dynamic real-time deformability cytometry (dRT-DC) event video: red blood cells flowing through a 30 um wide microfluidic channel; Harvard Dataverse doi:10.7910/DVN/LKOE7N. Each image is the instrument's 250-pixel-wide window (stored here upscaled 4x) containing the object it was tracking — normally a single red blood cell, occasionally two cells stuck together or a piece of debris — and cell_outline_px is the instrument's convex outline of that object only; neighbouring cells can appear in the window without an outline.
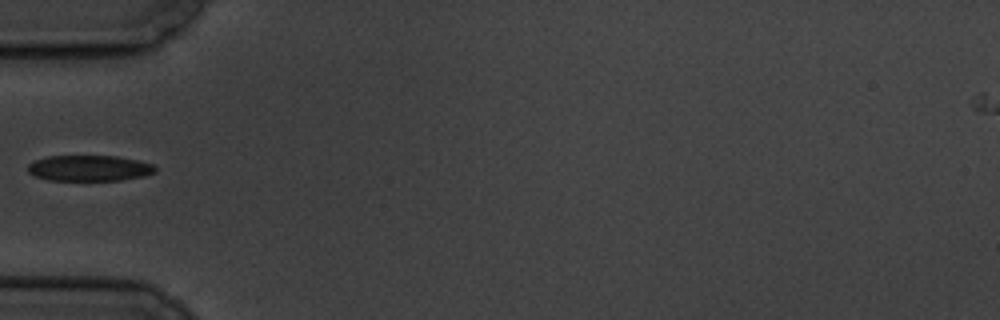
{"species": "common noctule bat (a hibernating species)", "species_latin": "Nyctalus noctula", "temperature_condition": "cold", "stored_images_in_passage": 7, "camera_frame_rate_fps": 3000, "um_per_image_px": 0.085, "animal": {"sex": "male", "body_mass_g": 19.5, "forearm_length_mm": 54.6}, "frame": {"image": 1, "passage_image": 5, "time_ms": 4.667, "image_size_px": [1000, 320], "cell_outline_px": [[156, 172], [144, 176], [120, 180], [48, 180], [36, 176], [28, 172], [28, 164], [36, 160], [48, 156], [116, 156], [136, 160], [152, 164], [156, 168]], "centroid_in_image_um": [7.59, 14.29], "position_along_channel_um": 77.4, "area_um2": 19.02}}
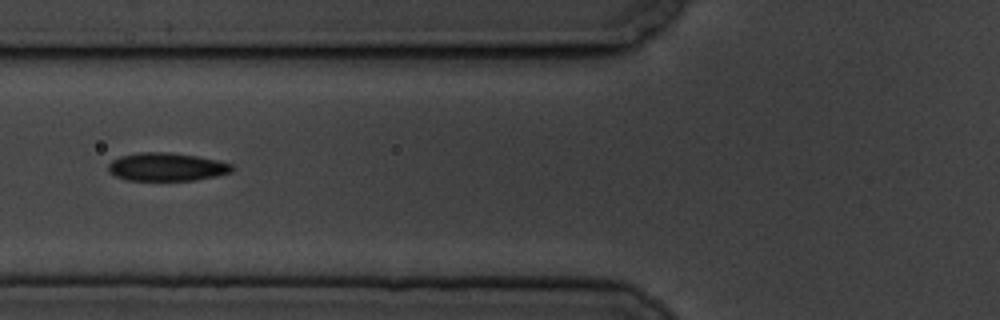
{"frame": {"image": 2, "passage_image": 6, "time_ms": 5.667, "image_size_px": [1000, 320], "cell_outline_px": [[232, 172], [216, 176], [192, 180], [128, 180], [116, 176], [108, 172], [108, 164], [112, 160], [120, 156], [140, 152], [168, 152], [196, 156], [216, 160], [232, 164]], "centroid_in_image_um": [14.13, 14.18], "position_along_channel_um": 111.7, "area_um2": 20.17}}
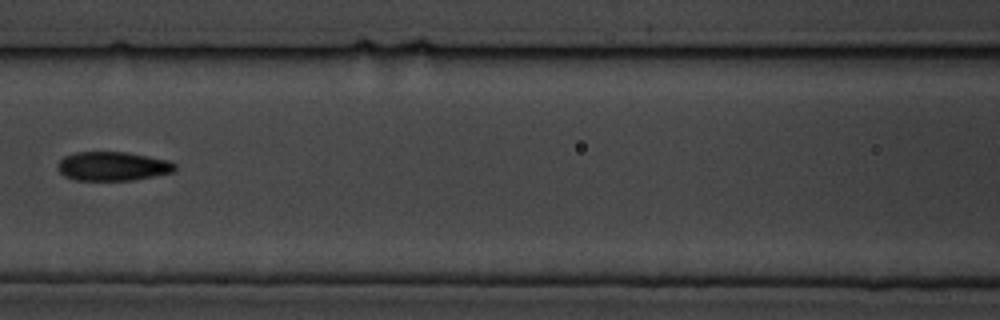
{"frame": {"image": 3, "passage_image": 7, "time_ms": 7.0, "image_size_px": [1000, 320], "cell_outline_px": [[176, 168], [172, 172], [132, 180], [72, 180], [64, 176], [56, 168], [56, 164], [64, 156], [76, 152], [128, 152], [168, 160], [176, 164]], "centroid_in_image_um": [9.53, 14.12], "position_along_channel_um": 157.1, "area_um2": 19.88}}